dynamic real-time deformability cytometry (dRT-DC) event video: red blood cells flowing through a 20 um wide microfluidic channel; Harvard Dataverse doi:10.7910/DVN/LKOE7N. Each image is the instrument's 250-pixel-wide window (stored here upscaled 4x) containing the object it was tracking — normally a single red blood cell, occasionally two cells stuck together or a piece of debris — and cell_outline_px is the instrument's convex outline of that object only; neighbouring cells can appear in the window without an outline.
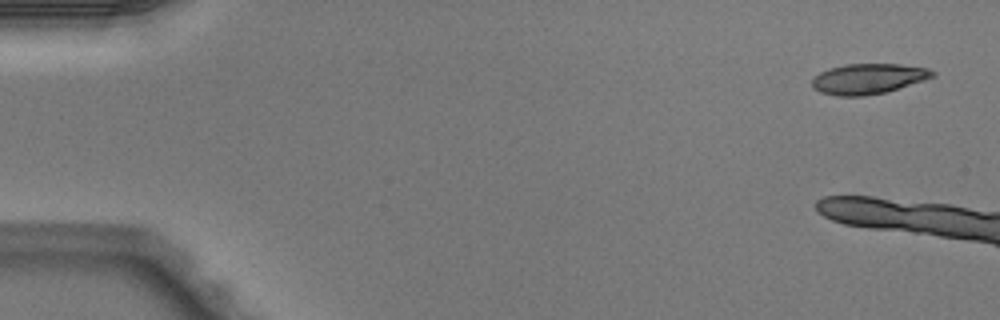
{"species": "Egyptian fruit bat (a non-hibernating species)", "species_latin": "Rousettus aegyptiacus", "temperature_condition": "warm", "stored_images_in_passage": 3, "camera_frame_rate_fps": 3000, "um_per_image_px": 0.085, "animal": {"sex": "male"}, "frame": {"image": 1, "passage_image": 1, "time_ms": 0.0, "image_size_px": [1000, 320], "cell_outline_px": [[936, 76], [924, 80], [884, 92], [864, 96], [836, 96], [820, 92], [812, 88], [812, 80], [820, 72], [844, 64], [900, 64], [928, 68], [936, 72]], "centroid_in_image_um": [73.8, 6.69], "position_along_channel_um": 11.2, "area_um2": 21.21}}